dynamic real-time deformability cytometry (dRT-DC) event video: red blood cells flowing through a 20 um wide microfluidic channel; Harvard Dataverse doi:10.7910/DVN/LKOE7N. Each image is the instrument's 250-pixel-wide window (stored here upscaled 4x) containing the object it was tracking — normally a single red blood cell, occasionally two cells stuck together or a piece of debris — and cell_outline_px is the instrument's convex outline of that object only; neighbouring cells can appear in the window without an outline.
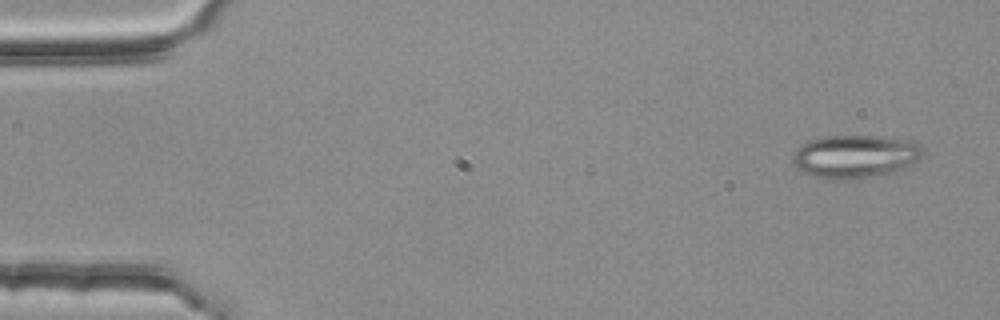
{"species": "common noctule bat (a hibernating species)", "species_latin": "Nyctalus noctula", "temperature_condition": "room temperature", "stored_images_in_passage": 4, "camera_frame_rate_fps": 3000, "um_per_image_px": 0.085, "animal": {"sex": "female", "body_mass_g": 25.1}, "frame": {"image": 1, "passage_image": 1, "time_ms": 0.0, "image_size_px": [1000, 320], "cell_outline_px": [[924, 156], [908, 172], [860, 180], [824, 180], [804, 172], [796, 168], [792, 164], [792, 156], [796, 148], [800, 144], [808, 140], [828, 136], [872, 136], [916, 140], [924, 148]], "centroid_in_image_um": [72.81, 13.35], "position_along_channel_um": 12.2, "area_um2": 34.68}}